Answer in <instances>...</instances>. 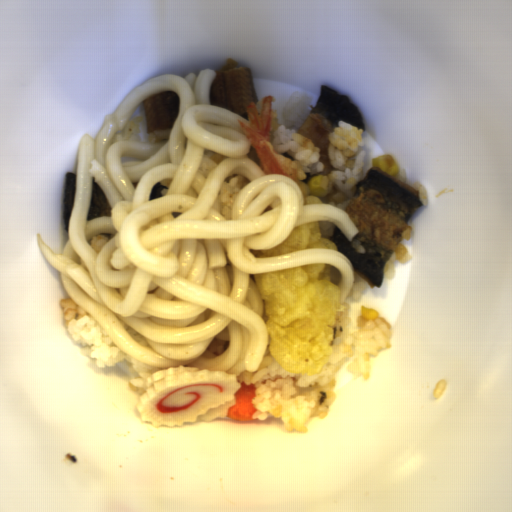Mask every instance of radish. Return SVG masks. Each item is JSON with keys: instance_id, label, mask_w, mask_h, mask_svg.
Returning a JSON list of instances; mask_svg holds the SVG:
<instances>
[{"instance_id": "1f323893", "label": "radish", "mask_w": 512, "mask_h": 512, "mask_svg": "<svg viewBox=\"0 0 512 512\" xmlns=\"http://www.w3.org/2000/svg\"><path fill=\"white\" fill-rule=\"evenodd\" d=\"M241 389L235 393L236 404L228 407L226 417L236 422H248L254 420L256 408L253 404L256 398V387L254 384L240 383Z\"/></svg>"}]
</instances>
